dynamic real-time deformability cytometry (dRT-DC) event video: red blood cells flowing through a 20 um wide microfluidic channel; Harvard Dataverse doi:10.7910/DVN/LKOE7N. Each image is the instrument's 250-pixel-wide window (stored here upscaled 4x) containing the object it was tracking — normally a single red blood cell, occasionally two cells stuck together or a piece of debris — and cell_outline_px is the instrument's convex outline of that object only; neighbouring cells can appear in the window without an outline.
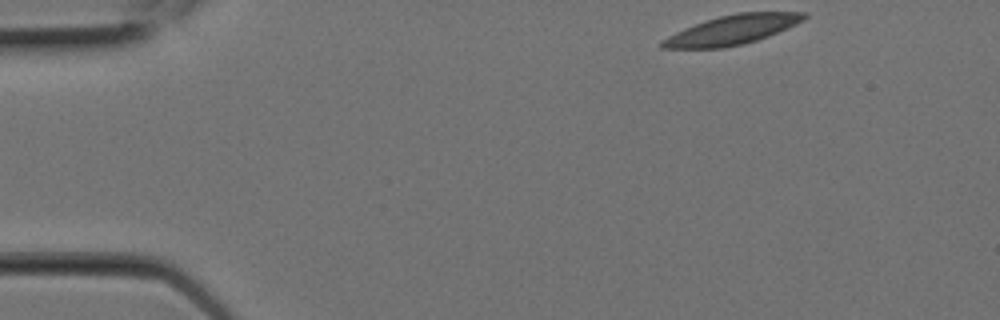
{"species": "Egyptian fruit bat (a non-hibernating species)", "species_latin": "Rousettus aegyptiacus", "temperature_condition": "room temperature", "stored_images_in_passage": 4, "camera_frame_rate_fps": 3000, "um_per_image_px": 0.085, "animal": {"sex": "female"}, "frame": {"image": 1, "passage_image": 1, "time_ms": 0.0, "image_size_px": [1000, 320], "cell_outline_px": [[808, 16], [804, 20], [796, 24], [768, 36], [744, 44], [724, 48], [660, 48], [660, 40], [684, 28], [720, 16], [736, 12], [808, 12]], "centroid_in_image_um": [62.24, 2.54], "position_along_channel_um": 22.8, "area_um2": 24.16}}
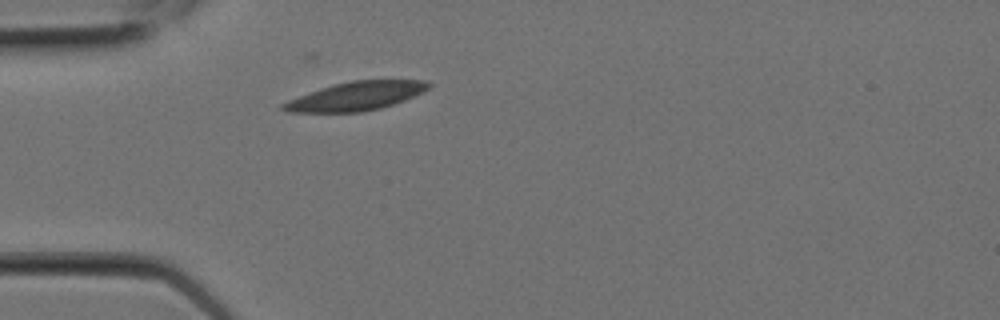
{"frame": {"image": 2, "passage_image": 4, "time_ms": 1.0, "image_size_px": [1000, 320], "cell_outline_px": [[432, 84], [424, 92], [404, 100], [380, 108], [360, 112], [288, 112], [280, 108], [280, 104], [288, 100], [320, 88], [352, 80], [428, 80]], "centroid_in_image_um": [30.26, 8.17], "position_along_channel_um": 54.7, "area_um2": 24.16}}